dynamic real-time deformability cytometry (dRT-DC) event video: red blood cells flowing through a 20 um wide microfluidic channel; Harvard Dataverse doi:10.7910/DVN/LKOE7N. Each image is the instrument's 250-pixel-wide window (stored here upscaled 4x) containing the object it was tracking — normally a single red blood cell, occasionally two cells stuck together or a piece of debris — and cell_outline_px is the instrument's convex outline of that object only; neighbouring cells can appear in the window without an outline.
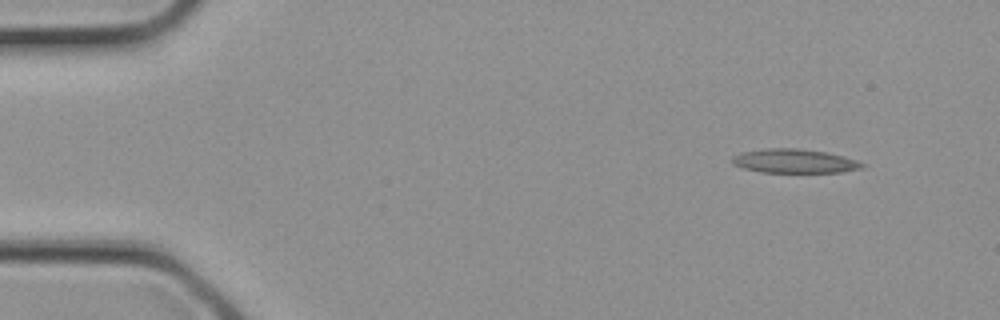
{"species": "common noctule bat (a hibernating species)", "species_latin": "Nyctalus noctula", "temperature_condition": "cold", "stored_images_in_passage": 2, "camera_frame_rate_fps": 3000, "um_per_image_px": 0.085, "animal": {"sex": "female", "body_mass_g": 21.9}, "frame": {"image": 1, "passage_image": 1, "time_ms": 0.0, "image_size_px": [1000, 320], "cell_outline_px": [[868, 164], [864, 168], [844, 172], [760, 172], [744, 168], [732, 164], [732, 156], [740, 152], [768, 148], [796, 148], [828, 152], [844, 156]], "centroid_in_image_um": [67.57, 13.69], "position_along_channel_um": 17.4, "area_um2": 18.38}}